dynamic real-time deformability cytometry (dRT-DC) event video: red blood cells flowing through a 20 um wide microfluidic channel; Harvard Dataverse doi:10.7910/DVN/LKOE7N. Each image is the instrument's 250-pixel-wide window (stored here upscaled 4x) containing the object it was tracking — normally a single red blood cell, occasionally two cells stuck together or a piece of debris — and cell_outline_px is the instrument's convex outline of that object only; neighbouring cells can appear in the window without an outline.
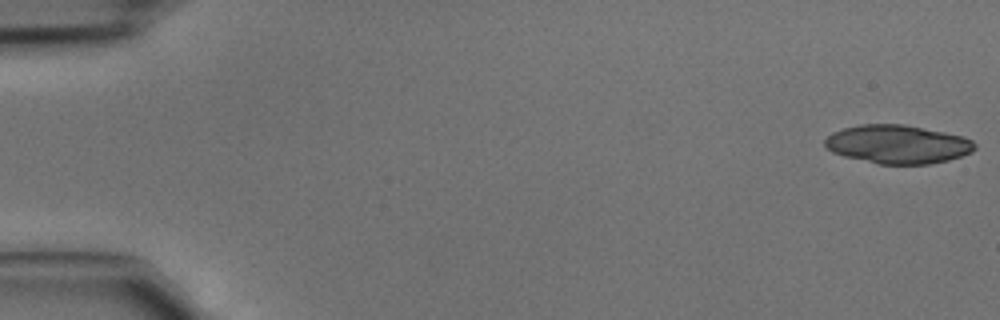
{"species": "common noctule bat (a hibernating species)", "species_latin": "Nyctalus noctula", "temperature_condition": "cold", "stored_images_in_passage": 5, "camera_frame_rate_fps": 3000, "um_per_image_px": 0.085, "animal": {"sex": "male", "body_mass_g": 15.6}, "frame": {"image": 1, "passage_image": 1, "time_ms": 0.0, "image_size_px": [1000, 320], "cell_outline_px": [[976, 148], [972, 152], [948, 160], [928, 164], [880, 164], [844, 156], [832, 152], [824, 144], [824, 140], [832, 132], [844, 128], [860, 124], [904, 124], [964, 136], [972, 140], [976, 144]], "centroid_in_image_um": [76.31, 12.26], "position_along_channel_um": 8.7, "area_um2": 33.64}}